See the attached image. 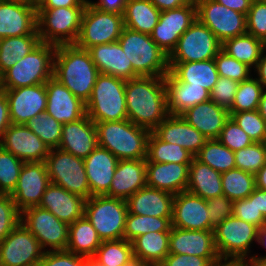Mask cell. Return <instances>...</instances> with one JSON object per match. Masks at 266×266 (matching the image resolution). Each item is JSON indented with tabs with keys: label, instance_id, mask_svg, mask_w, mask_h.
<instances>
[{
	"label": "cell",
	"instance_id": "cell-49",
	"mask_svg": "<svg viewBox=\"0 0 266 266\" xmlns=\"http://www.w3.org/2000/svg\"><path fill=\"white\" fill-rule=\"evenodd\" d=\"M234 154L236 168L255 175L266 163V143L254 142Z\"/></svg>",
	"mask_w": 266,
	"mask_h": 266
},
{
	"label": "cell",
	"instance_id": "cell-20",
	"mask_svg": "<svg viewBox=\"0 0 266 266\" xmlns=\"http://www.w3.org/2000/svg\"><path fill=\"white\" fill-rule=\"evenodd\" d=\"M0 147L24 162H44L49 147L26 125L11 124L3 133Z\"/></svg>",
	"mask_w": 266,
	"mask_h": 266
},
{
	"label": "cell",
	"instance_id": "cell-21",
	"mask_svg": "<svg viewBox=\"0 0 266 266\" xmlns=\"http://www.w3.org/2000/svg\"><path fill=\"white\" fill-rule=\"evenodd\" d=\"M169 253L207 258L213 265L221 262L214 243V231L210 230H185L172 227Z\"/></svg>",
	"mask_w": 266,
	"mask_h": 266
},
{
	"label": "cell",
	"instance_id": "cell-1",
	"mask_svg": "<svg viewBox=\"0 0 266 266\" xmlns=\"http://www.w3.org/2000/svg\"><path fill=\"white\" fill-rule=\"evenodd\" d=\"M128 120L153 131L168 115L164 77L138 76L126 81Z\"/></svg>",
	"mask_w": 266,
	"mask_h": 266
},
{
	"label": "cell",
	"instance_id": "cell-10",
	"mask_svg": "<svg viewBox=\"0 0 266 266\" xmlns=\"http://www.w3.org/2000/svg\"><path fill=\"white\" fill-rule=\"evenodd\" d=\"M45 163L51 183L85 199L92 196L82 158L54 148L50 149Z\"/></svg>",
	"mask_w": 266,
	"mask_h": 266
},
{
	"label": "cell",
	"instance_id": "cell-67",
	"mask_svg": "<svg viewBox=\"0 0 266 266\" xmlns=\"http://www.w3.org/2000/svg\"><path fill=\"white\" fill-rule=\"evenodd\" d=\"M255 186L260 190L266 191V163L265 165L255 174Z\"/></svg>",
	"mask_w": 266,
	"mask_h": 266
},
{
	"label": "cell",
	"instance_id": "cell-44",
	"mask_svg": "<svg viewBox=\"0 0 266 266\" xmlns=\"http://www.w3.org/2000/svg\"><path fill=\"white\" fill-rule=\"evenodd\" d=\"M132 256V242L120 239L102 241L91 259L100 266H124Z\"/></svg>",
	"mask_w": 266,
	"mask_h": 266
},
{
	"label": "cell",
	"instance_id": "cell-3",
	"mask_svg": "<svg viewBox=\"0 0 266 266\" xmlns=\"http://www.w3.org/2000/svg\"><path fill=\"white\" fill-rule=\"evenodd\" d=\"M98 146L107 149L119 160L147 158L151 130L130 120L96 122Z\"/></svg>",
	"mask_w": 266,
	"mask_h": 266
},
{
	"label": "cell",
	"instance_id": "cell-24",
	"mask_svg": "<svg viewBox=\"0 0 266 266\" xmlns=\"http://www.w3.org/2000/svg\"><path fill=\"white\" fill-rule=\"evenodd\" d=\"M152 132L164 142L179 144L194 157L208 140L181 115L169 114Z\"/></svg>",
	"mask_w": 266,
	"mask_h": 266
},
{
	"label": "cell",
	"instance_id": "cell-12",
	"mask_svg": "<svg viewBox=\"0 0 266 266\" xmlns=\"http://www.w3.org/2000/svg\"><path fill=\"white\" fill-rule=\"evenodd\" d=\"M21 222L36 237L45 251L66 250L69 225L60 221L50 211L39 206L26 208L21 212Z\"/></svg>",
	"mask_w": 266,
	"mask_h": 266
},
{
	"label": "cell",
	"instance_id": "cell-58",
	"mask_svg": "<svg viewBox=\"0 0 266 266\" xmlns=\"http://www.w3.org/2000/svg\"><path fill=\"white\" fill-rule=\"evenodd\" d=\"M87 259L67 250H48L45 251L38 266H84Z\"/></svg>",
	"mask_w": 266,
	"mask_h": 266
},
{
	"label": "cell",
	"instance_id": "cell-55",
	"mask_svg": "<svg viewBox=\"0 0 266 266\" xmlns=\"http://www.w3.org/2000/svg\"><path fill=\"white\" fill-rule=\"evenodd\" d=\"M247 33L255 38L266 40V2L252 1L246 15Z\"/></svg>",
	"mask_w": 266,
	"mask_h": 266
},
{
	"label": "cell",
	"instance_id": "cell-75",
	"mask_svg": "<svg viewBox=\"0 0 266 266\" xmlns=\"http://www.w3.org/2000/svg\"><path fill=\"white\" fill-rule=\"evenodd\" d=\"M264 47H265V50H266V40L264 41Z\"/></svg>",
	"mask_w": 266,
	"mask_h": 266
},
{
	"label": "cell",
	"instance_id": "cell-14",
	"mask_svg": "<svg viewBox=\"0 0 266 266\" xmlns=\"http://www.w3.org/2000/svg\"><path fill=\"white\" fill-rule=\"evenodd\" d=\"M197 19L206 25L223 43L247 32L246 15L236 12L216 0H195Z\"/></svg>",
	"mask_w": 266,
	"mask_h": 266
},
{
	"label": "cell",
	"instance_id": "cell-54",
	"mask_svg": "<svg viewBox=\"0 0 266 266\" xmlns=\"http://www.w3.org/2000/svg\"><path fill=\"white\" fill-rule=\"evenodd\" d=\"M218 140L233 152L251 145L253 140L230 117L221 130Z\"/></svg>",
	"mask_w": 266,
	"mask_h": 266
},
{
	"label": "cell",
	"instance_id": "cell-15",
	"mask_svg": "<svg viewBox=\"0 0 266 266\" xmlns=\"http://www.w3.org/2000/svg\"><path fill=\"white\" fill-rule=\"evenodd\" d=\"M45 250L20 222L0 243V266H38Z\"/></svg>",
	"mask_w": 266,
	"mask_h": 266
},
{
	"label": "cell",
	"instance_id": "cell-71",
	"mask_svg": "<svg viewBox=\"0 0 266 266\" xmlns=\"http://www.w3.org/2000/svg\"><path fill=\"white\" fill-rule=\"evenodd\" d=\"M246 263L248 266H266V257L258 259H249Z\"/></svg>",
	"mask_w": 266,
	"mask_h": 266
},
{
	"label": "cell",
	"instance_id": "cell-62",
	"mask_svg": "<svg viewBox=\"0 0 266 266\" xmlns=\"http://www.w3.org/2000/svg\"><path fill=\"white\" fill-rule=\"evenodd\" d=\"M88 0H45L38 8L86 7Z\"/></svg>",
	"mask_w": 266,
	"mask_h": 266
},
{
	"label": "cell",
	"instance_id": "cell-41",
	"mask_svg": "<svg viewBox=\"0 0 266 266\" xmlns=\"http://www.w3.org/2000/svg\"><path fill=\"white\" fill-rule=\"evenodd\" d=\"M193 158L194 156L179 144L164 142L151 132L146 162L191 164Z\"/></svg>",
	"mask_w": 266,
	"mask_h": 266
},
{
	"label": "cell",
	"instance_id": "cell-34",
	"mask_svg": "<svg viewBox=\"0 0 266 266\" xmlns=\"http://www.w3.org/2000/svg\"><path fill=\"white\" fill-rule=\"evenodd\" d=\"M169 70L182 82L211 92L219 73L214 59L196 62H168Z\"/></svg>",
	"mask_w": 266,
	"mask_h": 266
},
{
	"label": "cell",
	"instance_id": "cell-33",
	"mask_svg": "<svg viewBox=\"0 0 266 266\" xmlns=\"http://www.w3.org/2000/svg\"><path fill=\"white\" fill-rule=\"evenodd\" d=\"M174 194L145 186L130 196L126 202L128 212L152 217H172Z\"/></svg>",
	"mask_w": 266,
	"mask_h": 266
},
{
	"label": "cell",
	"instance_id": "cell-30",
	"mask_svg": "<svg viewBox=\"0 0 266 266\" xmlns=\"http://www.w3.org/2000/svg\"><path fill=\"white\" fill-rule=\"evenodd\" d=\"M88 51L99 73L112 75L125 81L138 77L118 41L95 45Z\"/></svg>",
	"mask_w": 266,
	"mask_h": 266
},
{
	"label": "cell",
	"instance_id": "cell-74",
	"mask_svg": "<svg viewBox=\"0 0 266 266\" xmlns=\"http://www.w3.org/2000/svg\"><path fill=\"white\" fill-rule=\"evenodd\" d=\"M84 266H100L99 264H97L94 260H92L91 258L90 259H87L86 260V263Z\"/></svg>",
	"mask_w": 266,
	"mask_h": 266
},
{
	"label": "cell",
	"instance_id": "cell-16",
	"mask_svg": "<svg viewBox=\"0 0 266 266\" xmlns=\"http://www.w3.org/2000/svg\"><path fill=\"white\" fill-rule=\"evenodd\" d=\"M197 19L196 3L161 11L159 22L150 34L151 39L169 56L181 35Z\"/></svg>",
	"mask_w": 266,
	"mask_h": 266
},
{
	"label": "cell",
	"instance_id": "cell-68",
	"mask_svg": "<svg viewBox=\"0 0 266 266\" xmlns=\"http://www.w3.org/2000/svg\"><path fill=\"white\" fill-rule=\"evenodd\" d=\"M257 242L258 244L264 246L266 248V224L262 225L261 227L258 228L257 232ZM266 256H256L255 254L252 256H249V259H258V258H265Z\"/></svg>",
	"mask_w": 266,
	"mask_h": 266
},
{
	"label": "cell",
	"instance_id": "cell-39",
	"mask_svg": "<svg viewBox=\"0 0 266 266\" xmlns=\"http://www.w3.org/2000/svg\"><path fill=\"white\" fill-rule=\"evenodd\" d=\"M221 49L239 62L255 69L265 51L264 41L255 38L249 33L225 40Z\"/></svg>",
	"mask_w": 266,
	"mask_h": 266
},
{
	"label": "cell",
	"instance_id": "cell-45",
	"mask_svg": "<svg viewBox=\"0 0 266 266\" xmlns=\"http://www.w3.org/2000/svg\"><path fill=\"white\" fill-rule=\"evenodd\" d=\"M223 195L237 201L247 198L256 188L255 175L241 169H231L221 175Z\"/></svg>",
	"mask_w": 266,
	"mask_h": 266
},
{
	"label": "cell",
	"instance_id": "cell-8",
	"mask_svg": "<svg viewBox=\"0 0 266 266\" xmlns=\"http://www.w3.org/2000/svg\"><path fill=\"white\" fill-rule=\"evenodd\" d=\"M127 202L121 198L95 195L86 199L84 215L102 241L123 239Z\"/></svg>",
	"mask_w": 266,
	"mask_h": 266
},
{
	"label": "cell",
	"instance_id": "cell-17",
	"mask_svg": "<svg viewBox=\"0 0 266 266\" xmlns=\"http://www.w3.org/2000/svg\"><path fill=\"white\" fill-rule=\"evenodd\" d=\"M50 183L45 161L25 162L21 168L17 185L10 196L16 207L22 212L26 208L39 206Z\"/></svg>",
	"mask_w": 266,
	"mask_h": 266
},
{
	"label": "cell",
	"instance_id": "cell-38",
	"mask_svg": "<svg viewBox=\"0 0 266 266\" xmlns=\"http://www.w3.org/2000/svg\"><path fill=\"white\" fill-rule=\"evenodd\" d=\"M170 231L148 232L132 241L133 255L158 266L169 254Z\"/></svg>",
	"mask_w": 266,
	"mask_h": 266
},
{
	"label": "cell",
	"instance_id": "cell-59",
	"mask_svg": "<svg viewBox=\"0 0 266 266\" xmlns=\"http://www.w3.org/2000/svg\"><path fill=\"white\" fill-rule=\"evenodd\" d=\"M158 266H214L207 258L187 254H168Z\"/></svg>",
	"mask_w": 266,
	"mask_h": 266
},
{
	"label": "cell",
	"instance_id": "cell-65",
	"mask_svg": "<svg viewBox=\"0 0 266 266\" xmlns=\"http://www.w3.org/2000/svg\"><path fill=\"white\" fill-rule=\"evenodd\" d=\"M266 50L263 52L260 60L257 62V65L254 69V72L257 73V80L263 86V89H266Z\"/></svg>",
	"mask_w": 266,
	"mask_h": 266
},
{
	"label": "cell",
	"instance_id": "cell-72",
	"mask_svg": "<svg viewBox=\"0 0 266 266\" xmlns=\"http://www.w3.org/2000/svg\"><path fill=\"white\" fill-rule=\"evenodd\" d=\"M214 266H248L246 262H238V261H221Z\"/></svg>",
	"mask_w": 266,
	"mask_h": 266
},
{
	"label": "cell",
	"instance_id": "cell-70",
	"mask_svg": "<svg viewBox=\"0 0 266 266\" xmlns=\"http://www.w3.org/2000/svg\"><path fill=\"white\" fill-rule=\"evenodd\" d=\"M258 112L261 115L262 119L266 122V90H264L262 93L259 102Z\"/></svg>",
	"mask_w": 266,
	"mask_h": 266
},
{
	"label": "cell",
	"instance_id": "cell-60",
	"mask_svg": "<svg viewBox=\"0 0 266 266\" xmlns=\"http://www.w3.org/2000/svg\"><path fill=\"white\" fill-rule=\"evenodd\" d=\"M88 3L98 10L123 15L127 0H99L98 2L88 0Z\"/></svg>",
	"mask_w": 266,
	"mask_h": 266
},
{
	"label": "cell",
	"instance_id": "cell-73",
	"mask_svg": "<svg viewBox=\"0 0 266 266\" xmlns=\"http://www.w3.org/2000/svg\"><path fill=\"white\" fill-rule=\"evenodd\" d=\"M45 0H28L35 8H38Z\"/></svg>",
	"mask_w": 266,
	"mask_h": 266
},
{
	"label": "cell",
	"instance_id": "cell-35",
	"mask_svg": "<svg viewBox=\"0 0 266 266\" xmlns=\"http://www.w3.org/2000/svg\"><path fill=\"white\" fill-rule=\"evenodd\" d=\"M222 173L201 163L195 157L189 167L187 192L205 200L223 195Z\"/></svg>",
	"mask_w": 266,
	"mask_h": 266
},
{
	"label": "cell",
	"instance_id": "cell-46",
	"mask_svg": "<svg viewBox=\"0 0 266 266\" xmlns=\"http://www.w3.org/2000/svg\"><path fill=\"white\" fill-rule=\"evenodd\" d=\"M49 149L58 148L62 137L63 124L46 112L38 114L25 124Z\"/></svg>",
	"mask_w": 266,
	"mask_h": 266
},
{
	"label": "cell",
	"instance_id": "cell-2",
	"mask_svg": "<svg viewBox=\"0 0 266 266\" xmlns=\"http://www.w3.org/2000/svg\"><path fill=\"white\" fill-rule=\"evenodd\" d=\"M99 74L88 50L75 44L57 45L53 77L84 103L90 99Z\"/></svg>",
	"mask_w": 266,
	"mask_h": 266
},
{
	"label": "cell",
	"instance_id": "cell-5",
	"mask_svg": "<svg viewBox=\"0 0 266 266\" xmlns=\"http://www.w3.org/2000/svg\"><path fill=\"white\" fill-rule=\"evenodd\" d=\"M118 42L137 76L165 77L168 74V55L150 35L124 27Z\"/></svg>",
	"mask_w": 266,
	"mask_h": 266
},
{
	"label": "cell",
	"instance_id": "cell-66",
	"mask_svg": "<svg viewBox=\"0 0 266 266\" xmlns=\"http://www.w3.org/2000/svg\"><path fill=\"white\" fill-rule=\"evenodd\" d=\"M256 206L258 212H262L266 218V191L256 188Z\"/></svg>",
	"mask_w": 266,
	"mask_h": 266
},
{
	"label": "cell",
	"instance_id": "cell-52",
	"mask_svg": "<svg viewBox=\"0 0 266 266\" xmlns=\"http://www.w3.org/2000/svg\"><path fill=\"white\" fill-rule=\"evenodd\" d=\"M21 222V211L9 194H0V243Z\"/></svg>",
	"mask_w": 266,
	"mask_h": 266
},
{
	"label": "cell",
	"instance_id": "cell-42",
	"mask_svg": "<svg viewBox=\"0 0 266 266\" xmlns=\"http://www.w3.org/2000/svg\"><path fill=\"white\" fill-rule=\"evenodd\" d=\"M195 158L220 173L236 168L234 152L218 139L207 140Z\"/></svg>",
	"mask_w": 266,
	"mask_h": 266
},
{
	"label": "cell",
	"instance_id": "cell-25",
	"mask_svg": "<svg viewBox=\"0 0 266 266\" xmlns=\"http://www.w3.org/2000/svg\"><path fill=\"white\" fill-rule=\"evenodd\" d=\"M97 146L96 126L87 114L77 121L63 124L59 149L85 159Z\"/></svg>",
	"mask_w": 266,
	"mask_h": 266
},
{
	"label": "cell",
	"instance_id": "cell-47",
	"mask_svg": "<svg viewBox=\"0 0 266 266\" xmlns=\"http://www.w3.org/2000/svg\"><path fill=\"white\" fill-rule=\"evenodd\" d=\"M264 89L260 82L252 76L239 83L229 113L258 110Z\"/></svg>",
	"mask_w": 266,
	"mask_h": 266
},
{
	"label": "cell",
	"instance_id": "cell-9",
	"mask_svg": "<svg viewBox=\"0 0 266 266\" xmlns=\"http://www.w3.org/2000/svg\"><path fill=\"white\" fill-rule=\"evenodd\" d=\"M214 243L221 261L247 262L258 227L233 215L214 228Z\"/></svg>",
	"mask_w": 266,
	"mask_h": 266
},
{
	"label": "cell",
	"instance_id": "cell-6",
	"mask_svg": "<svg viewBox=\"0 0 266 266\" xmlns=\"http://www.w3.org/2000/svg\"><path fill=\"white\" fill-rule=\"evenodd\" d=\"M125 84V80L112 75H98L91 97L86 102V114L92 122L128 119Z\"/></svg>",
	"mask_w": 266,
	"mask_h": 266
},
{
	"label": "cell",
	"instance_id": "cell-37",
	"mask_svg": "<svg viewBox=\"0 0 266 266\" xmlns=\"http://www.w3.org/2000/svg\"><path fill=\"white\" fill-rule=\"evenodd\" d=\"M161 11L150 0H127L123 14L124 26L150 35L159 22Z\"/></svg>",
	"mask_w": 266,
	"mask_h": 266
},
{
	"label": "cell",
	"instance_id": "cell-69",
	"mask_svg": "<svg viewBox=\"0 0 266 266\" xmlns=\"http://www.w3.org/2000/svg\"><path fill=\"white\" fill-rule=\"evenodd\" d=\"M124 266H155L139 257L132 256L131 259Z\"/></svg>",
	"mask_w": 266,
	"mask_h": 266
},
{
	"label": "cell",
	"instance_id": "cell-22",
	"mask_svg": "<svg viewBox=\"0 0 266 266\" xmlns=\"http://www.w3.org/2000/svg\"><path fill=\"white\" fill-rule=\"evenodd\" d=\"M47 106L45 112L62 124L79 120L86 115V103L74 96L54 77L46 83Z\"/></svg>",
	"mask_w": 266,
	"mask_h": 266
},
{
	"label": "cell",
	"instance_id": "cell-13",
	"mask_svg": "<svg viewBox=\"0 0 266 266\" xmlns=\"http://www.w3.org/2000/svg\"><path fill=\"white\" fill-rule=\"evenodd\" d=\"M222 43L198 19L181 35L168 62H198L214 59Z\"/></svg>",
	"mask_w": 266,
	"mask_h": 266
},
{
	"label": "cell",
	"instance_id": "cell-53",
	"mask_svg": "<svg viewBox=\"0 0 266 266\" xmlns=\"http://www.w3.org/2000/svg\"><path fill=\"white\" fill-rule=\"evenodd\" d=\"M232 215L245 222L254 224L258 228L266 224V218L262 212H258L256 206V188L247 198L233 202Z\"/></svg>",
	"mask_w": 266,
	"mask_h": 266
},
{
	"label": "cell",
	"instance_id": "cell-19",
	"mask_svg": "<svg viewBox=\"0 0 266 266\" xmlns=\"http://www.w3.org/2000/svg\"><path fill=\"white\" fill-rule=\"evenodd\" d=\"M2 91L5 92L8 101L11 124L25 125L31 118L46 110L45 84Z\"/></svg>",
	"mask_w": 266,
	"mask_h": 266
},
{
	"label": "cell",
	"instance_id": "cell-63",
	"mask_svg": "<svg viewBox=\"0 0 266 266\" xmlns=\"http://www.w3.org/2000/svg\"><path fill=\"white\" fill-rule=\"evenodd\" d=\"M218 3L236 12L247 15L253 0H216Z\"/></svg>",
	"mask_w": 266,
	"mask_h": 266
},
{
	"label": "cell",
	"instance_id": "cell-26",
	"mask_svg": "<svg viewBox=\"0 0 266 266\" xmlns=\"http://www.w3.org/2000/svg\"><path fill=\"white\" fill-rule=\"evenodd\" d=\"M86 199L78 194L50 183L42 196L39 207L53 213L68 225L84 216Z\"/></svg>",
	"mask_w": 266,
	"mask_h": 266
},
{
	"label": "cell",
	"instance_id": "cell-27",
	"mask_svg": "<svg viewBox=\"0 0 266 266\" xmlns=\"http://www.w3.org/2000/svg\"><path fill=\"white\" fill-rule=\"evenodd\" d=\"M83 160L91 195H105L111 187L119 159L107 149L97 146Z\"/></svg>",
	"mask_w": 266,
	"mask_h": 266
},
{
	"label": "cell",
	"instance_id": "cell-51",
	"mask_svg": "<svg viewBox=\"0 0 266 266\" xmlns=\"http://www.w3.org/2000/svg\"><path fill=\"white\" fill-rule=\"evenodd\" d=\"M214 62L219 77L230 78L240 83L252 76L250 67L229 56L222 49L217 53Z\"/></svg>",
	"mask_w": 266,
	"mask_h": 266
},
{
	"label": "cell",
	"instance_id": "cell-36",
	"mask_svg": "<svg viewBox=\"0 0 266 266\" xmlns=\"http://www.w3.org/2000/svg\"><path fill=\"white\" fill-rule=\"evenodd\" d=\"M101 242L102 240L85 215L69 225V241L66 248L68 252L90 259Z\"/></svg>",
	"mask_w": 266,
	"mask_h": 266
},
{
	"label": "cell",
	"instance_id": "cell-32",
	"mask_svg": "<svg viewBox=\"0 0 266 266\" xmlns=\"http://www.w3.org/2000/svg\"><path fill=\"white\" fill-rule=\"evenodd\" d=\"M190 164L147 162V186L178 194L187 190Z\"/></svg>",
	"mask_w": 266,
	"mask_h": 266
},
{
	"label": "cell",
	"instance_id": "cell-7",
	"mask_svg": "<svg viewBox=\"0 0 266 266\" xmlns=\"http://www.w3.org/2000/svg\"><path fill=\"white\" fill-rule=\"evenodd\" d=\"M84 10L85 7L37 8V31L41 42L74 44Z\"/></svg>",
	"mask_w": 266,
	"mask_h": 266
},
{
	"label": "cell",
	"instance_id": "cell-57",
	"mask_svg": "<svg viewBox=\"0 0 266 266\" xmlns=\"http://www.w3.org/2000/svg\"><path fill=\"white\" fill-rule=\"evenodd\" d=\"M207 208L210 218V231H213L225 219L233 214V201L225 195L207 199Z\"/></svg>",
	"mask_w": 266,
	"mask_h": 266
},
{
	"label": "cell",
	"instance_id": "cell-43",
	"mask_svg": "<svg viewBox=\"0 0 266 266\" xmlns=\"http://www.w3.org/2000/svg\"><path fill=\"white\" fill-rule=\"evenodd\" d=\"M172 217H152L127 213L123 239L132 242L148 232L170 231Z\"/></svg>",
	"mask_w": 266,
	"mask_h": 266
},
{
	"label": "cell",
	"instance_id": "cell-31",
	"mask_svg": "<svg viewBox=\"0 0 266 266\" xmlns=\"http://www.w3.org/2000/svg\"><path fill=\"white\" fill-rule=\"evenodd\" d=\"M181 116L208 140L218 139L225 122L230 118L229 111L212 100L193 106Z\"/></svg>",
	"mask_w": 266,
	"mask_h": 266
},
{
	"label": "cell",
	"instance_id": "cell-4",
	"mask_svg": "<svg viewBox=\"0 0 266 266\" xmlns=\"http://www.w3.org/2000/svg\"><path fill=\"white\" fill-rule=\"evenodd\" d=\"M57 45L41 42L0 76V90L45 84L53 77Z\"/></svg>",
	"mask_w": 266,
	"mask_h": 266
},
{
	"label": "cell",
	"instance_id": "cell-18",
	"mask_svg": "<svg viewBox=\"0 0 266 266\" xmlns=\"http://www.w3.org/2000/svg\"><path fill=\"white\" fill-rule=\"evenodd\" d=\"M38 35L37 8L27 0H0V39Z\"/></svg>",
	"mask_w": 266,
	"mask_h": 266
},
{
	"label": "cell",
	"instance_id": "cell-23",
	"mask_svg": "<svg viewBox=\"0 0 266 266\" xmlns=\"http://www.w3.org/2000/svg\"><path fill=\"white\" fill-rule=\"evenodd\" d=\"M207 200L184 191L174 195L172 227L185 230H210Z\"/></svg>",
	"mask_w": 266,
	"mask_h": 266
},
{
	"label": "cell",
	"instance_id": "cell-28",
	"mask_svg": "<svg viewBox=\"0 0 266 266\" xmlns=\"http://www.w3.org/2000/svg\"><path fill=\"white\" fill-rule=\"evenodd\" d=\"M146 173V159L119 160L111 187L105 196L127 200L138 190L147 186Z\"/></svg>",
	"mask_w": 266,
	"mask_h": 266
},
{
	"label": "cell",
	"instance_id": "cell-64",
	"mask_svg": "<svg viewBox=\"0 0 266 266\" xmlns=\"http://www.w3.org/2000/svg\"><path fill=\"white\" fill-rule=\"evenodd\" d=\"M160 11L171 10L185 4L195 2V0H150Z\"/></svg>",
	"mask_w": 266,
	"mask_h": 266
},
{
	"label": "cell",
	"instance_id": "cell-61",
	"mask_svg": "<svg viewBox=\"0 0 266 266\" xmlns=\"http://www.w3.org/2000/svg\"><path fill=\"white\" fill-rule=\"evenodd\" d=\"M11 125L8 101L4 91L0 90V140L5 130Z\"/></svg>",
	"mask_w": 266,
	"mask_h": 266
},
{
	"label": "cell",
	"instance_id": "cell-48",
	"mask_svg": "<svg viewBox=\"0 0 266 266\" xmlns=\"http://www.w3.org/2000/svg\"><path fill=\"white\" fill-rule=\"evenodd\" d=\"M25 162L0 147V194H11Z\"/></svg>",
	"mask_w": 266,
	"mask_h": 266
},
{
	"label": "cell",
	"instance_id": "cell-40",
	"mask_svg": "<svg viewBox=\"0 0 266 266\" xmlns=\"http://www.w3.org/2000/svg\"><path fill=\"white\" fill-rule=\"evenodd\" d=\"M41 43L39 35H25L0 39V76L28 55Z\"/></svg>",
	"mask_w": 266,
	"mask_h": 266
},
{
	"label": "cell",
	"instance_id": "cell-50",
	"mask_svg": "<svg viewBox=\"0 0 266 266\" xmlns=\"http://www.w3.org/2000/svg\"><path fill=\"white\" fill-rule=\"evenodd\" d=\"M233 121L243 129L253 142L266 143V122L258 110L229 113Z\"/></svg>",
	"mask_w": 266,
	"mask_h": 266
},
{
	"label": "cell",
	"instance_id": "cell-11",
	"mask_svg": "<svg viewBox=\"0 0 266 266\" xmlns=\"http://www.w3.org/2000/svg\"><path fill=\"white\" fill-rule=\"evenodd\" d=\"M124 27L123 15L104 12L87 3L74 44L88 50L95 45L117 42Z\"/></svg>",
	"mask_w": 266,
	"mask_h": 266
},
{
	"label": "cell",
	"instance_id": "cell-29",
	"mask_svg": "<svg viewBox=\"0 0 266 266\" xmlns=\"http://www.w3.org/2000/svg\"><path fill=\"white\" fill-rule=\"evenodd\" d=\"M164 82L169 114L182 115L193 106L210 100L209 91L180 81L170 70Z\"/></svg>",
	"mask_w": 266,
	"mask_h": 266
},
{
	"label": "cell",
	"instance_id": "cell-56",
	"mask_svg": "<svg viewBox=\"0 0 266 266\" xmlns=\"http://www.w3.org/2000/svg\"><path fill=\"white\" fill-rule=\"evenodd\" d=\"M238 85L239 82L235 80L219 77L210 92V100L229 111L233 105V99Z\"/></svg>",
	"mask_w": 266,
	"mask_h": 266
}]
</instances>
